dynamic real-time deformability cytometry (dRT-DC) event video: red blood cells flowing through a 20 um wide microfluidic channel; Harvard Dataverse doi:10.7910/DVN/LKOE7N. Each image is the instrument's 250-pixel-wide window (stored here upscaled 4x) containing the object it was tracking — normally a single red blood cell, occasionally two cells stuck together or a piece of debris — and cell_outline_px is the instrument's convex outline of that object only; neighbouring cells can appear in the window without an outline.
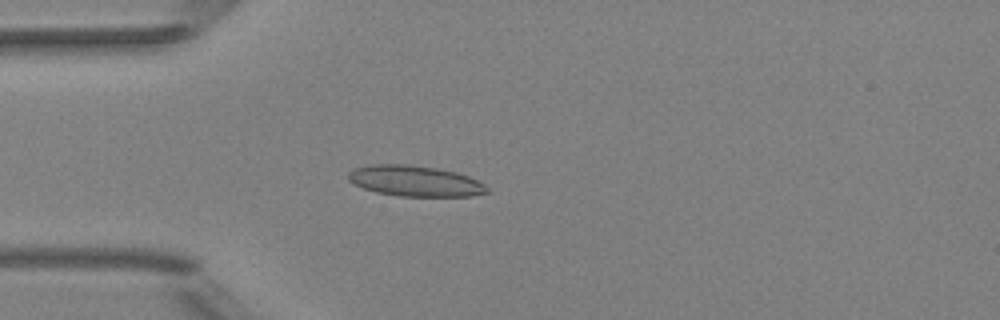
{"species": "Egyptian fruit bat (a non-hibernating species)", "species_latin": "Rousettus aegyptiacus", "temperature_condition": "room temperature", "stored_images_in_passage": 5, "camera_frame_rate_fps": 3000, "um_per_image_px": 0.085, "animal": {"sex": "female"}, "frame": {"image": 1, "passage_image": 5, "time_ms": 1.333, "image_size_px": [1000, 320], "cell_outline_px": [[488, 192], [472, 196], [400, 196], [376, 192], [352, 184], [348, 180], [348, 172], [352, 168], [368, 164], [408, 164], [436, 168], [456, 172], [468, 176], [484, 184], [488, 188]], "centroid_in_image_um": [35.22, 15.37], "position_along_channel_um": 49.8, "area_um2": 24.97}}